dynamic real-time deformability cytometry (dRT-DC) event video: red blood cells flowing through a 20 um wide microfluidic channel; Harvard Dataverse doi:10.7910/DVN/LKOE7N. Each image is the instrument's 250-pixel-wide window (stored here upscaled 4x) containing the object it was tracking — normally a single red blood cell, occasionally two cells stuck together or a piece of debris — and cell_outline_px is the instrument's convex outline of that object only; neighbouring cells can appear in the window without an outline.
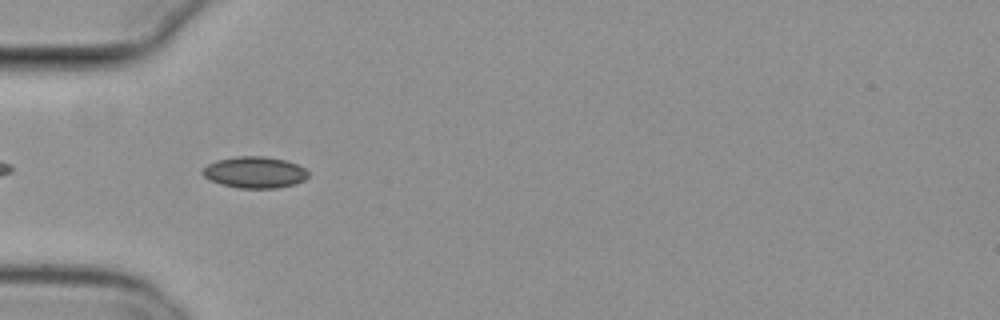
{"species": "common noctule bat (a hibernating species)", "species_latin": "Nyctalus noctula", "temperature_condition": "cold", "stored_images_in_passage": 40, "camera_frame_rate_fps": 3000, "um_per_image_px": 0.085, "animal": {"sex": "female", "body_mass_g": 29.2, "forearm_length_mm": 56.3}, "frame": {"image": 1, "passage_image": 3, "time_ms": 0.667, "image_size_px": [1000, 320], "cell_outline_px": [[308, 176], [304, 180], [296, 184], [276, 188], [236, 188], [220, 184], [208, 180], [200, 172], [208, 164], [216, 160], [236, 156], [264, 156], [284, 160], [296, 164], [304, 168], [308, 172]], "centroid_in_image_um": [21.62, 14.65], "position_along_channel_um": 63.4, "area_um2": 19.48}}
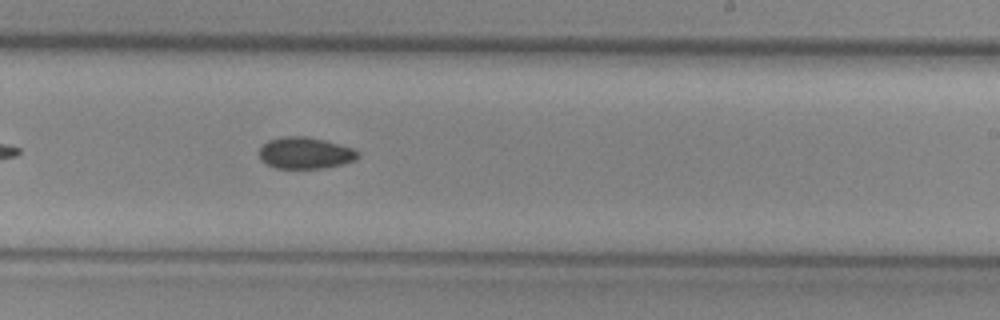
{"frame": {"image": 2, "passage_image": 19, "time_ms": 6.0, "image_size_px": [1000, 320], "cell_outline_px": [[360, 156], [356, 160], [324, 168], [276, 168], [260, 160], [260, 148], [268, 140], [280, 136], [304, 136], [324, 140], [352, 148]], "centroid_in_image_um": [25.92, 13.0], "position_along_channel_um": 263.1, "area_um2": 17.98}}
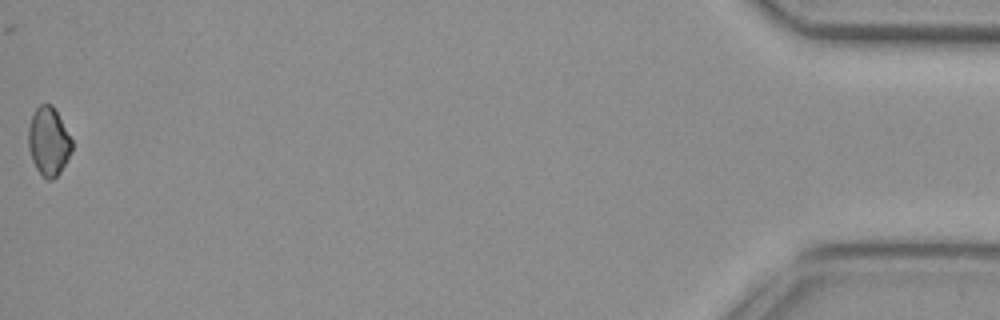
{"frame": {"image": 3, "passage_image": 40, "time_ms": 13.0, "image_size_px": [1000, 320], "cell_outline_px": [[72, 148], [60, 172], [52, 180], [48, 180], [36, 168], [32, 160], [28, 148], [28, 128], [32, 116], [36, 108], [40, 104], [52, 104], [72, 140]], "centroid_in_image_um": [4.11, 12.01], "position_along_channel_um": 431.1, "area_um2": 17.05}, "authors_computed_cell_mechanics": {"area_um2": 17.9758, "velocity_mm_per_s": 3.7968, "shape_relaxation_time_tau1_ms": null, "shape_relaxation_time_tau2_ms": 11.1226, "deformation_change_tau1": null, "deformation_change_tau2": 0.1119}}